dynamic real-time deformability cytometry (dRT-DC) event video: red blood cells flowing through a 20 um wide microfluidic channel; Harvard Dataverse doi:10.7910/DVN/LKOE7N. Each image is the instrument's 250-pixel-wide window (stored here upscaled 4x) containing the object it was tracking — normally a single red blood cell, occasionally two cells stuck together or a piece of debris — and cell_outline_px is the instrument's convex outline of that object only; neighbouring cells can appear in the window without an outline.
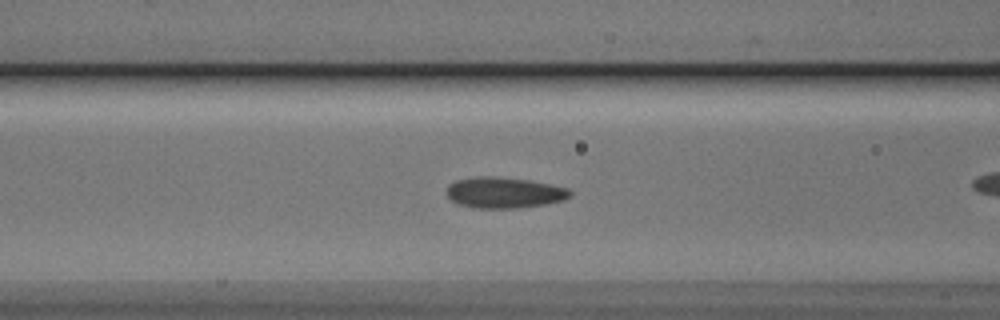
{"species": "Egyptian fruit bat (a non-hibernating species)", "species_latin": "Rousettus aegyptiacus", "temperature_condition": "cold", "stored_images_in_passage": 32, "camera_frame_rate_fps": 3000, "um_per_image_px": 0.085, "animal": {"sex": "male"}, "frame": {"image": 1, "passage_image": 8, "time_ms": 2.333, "image_size_px": [1000, 320], "cell_outline_px": [[572, 196], [564, 200], [544, 204], [516, 208], [476, 208], [456, 204], [448, 196], [448, 184], [456, 180], [480, 176], [496, 176], [528, 180], [568, 188], [572, 192]], "centroid_in_image_um": [42.86, 16.37], "position_along_channel_um": 123.7, "area_um2": 22.2}}
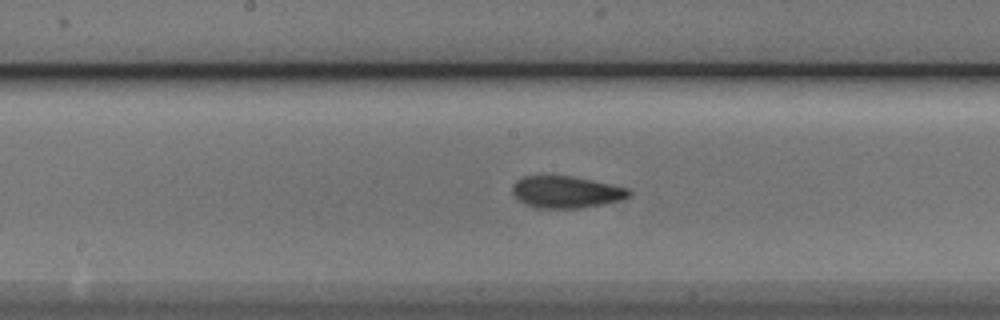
{"frame": {"image": 2, "passage_image": 14, "time_ms": 4.333, "image_size_px": [1000, 320], "cell_outline_px": [[632, 196], [604, 204], [580, 208], [536, 208], [520, 200], [512, 192], [512, 184], [516, 180], [524, 176], [572, 176], [612, 184], [628, 188], [632, 192]], "centroid_in_image_um": [48.15, 16.31], "position_along_channel_um": 200.1, "area_um2": 21.62}}
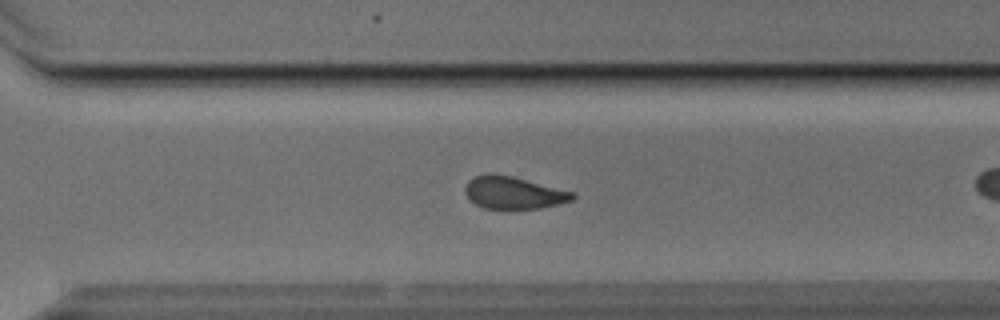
{"frame": {"image": 3, "passage_image": 24, "time_ms": 7.667, "image_size_px": [1000, 320], "cell_outline_px": [[576, 196], [572, 200], [540, 208], [484, 208], [476, 204], [464, 192], [464, 188], [468, 180], [476, 176], [512, 176], [576, 192]], "centroid_in_image_um": [43.7, 16.4], "position_along_channel_um": 326.9, "area_um2": 19.65}}